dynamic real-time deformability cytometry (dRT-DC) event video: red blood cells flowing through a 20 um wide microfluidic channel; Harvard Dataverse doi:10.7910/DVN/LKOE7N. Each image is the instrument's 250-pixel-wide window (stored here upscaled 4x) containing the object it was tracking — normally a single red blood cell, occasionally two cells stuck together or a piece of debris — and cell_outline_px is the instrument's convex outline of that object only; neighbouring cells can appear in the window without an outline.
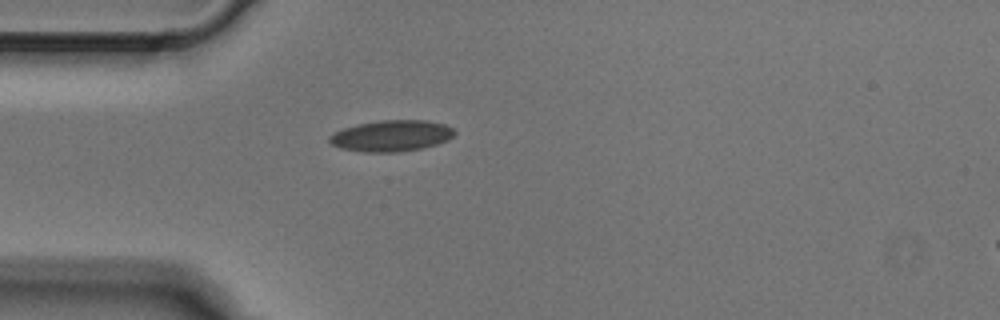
{"species": "Egyptian fruit bat (a non-hibernating species)", "species_latin": "Rousettus aegyptiacus", "temperature_condition": "cold", "stored_images_in_passage": 3, "camera_frame_rate_fps": 3000, "um_per_image_px": 0.085, "animal": {"sex": "male"}, "frame": {"image": 1, "passage_image": 3, "time_ms": 0.667, "image_size_px": [1000, 320], "cell_outline_px": [[456, 132], [448, 140], [436, 144], [420, 148], [396, 152], [364, 152], [340, 148], [332, 144], [328, 140], [328, 136], [344, 128], [356, 124], [380, 120], [424, 120], [444, 124], [452, 128]], "centroid_in_image_um": [33.25, 11.54], "position_along_channel_um": 51.8, "area_um2": 22.6}}